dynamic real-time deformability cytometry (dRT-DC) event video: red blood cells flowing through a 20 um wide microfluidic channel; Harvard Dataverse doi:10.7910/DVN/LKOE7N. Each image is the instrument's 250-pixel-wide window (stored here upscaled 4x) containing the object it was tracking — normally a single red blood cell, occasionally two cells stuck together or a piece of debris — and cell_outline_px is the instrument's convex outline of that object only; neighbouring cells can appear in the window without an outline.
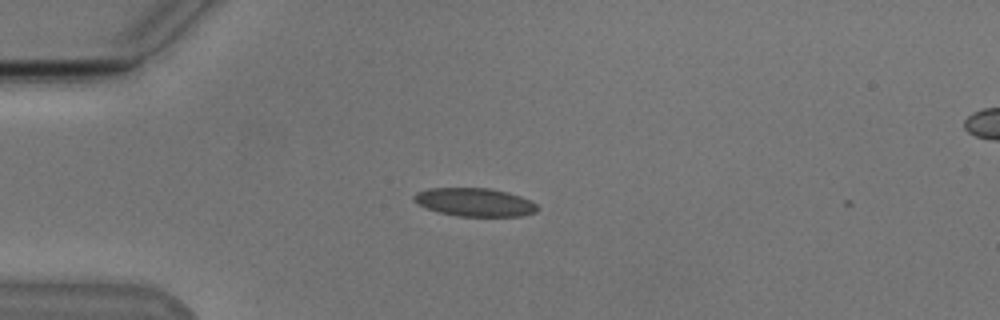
{"species": "Egyptian fruit bat (a non-hibernating species)", "species_latin": "Rousettus aegyptiacus", "temperature_condition": "cold", "stored_images_in_passage": 3, "camera_frame_rate_fps": 3000, "um_per_image_px": 0.085, "animal": {"sex": "male"}, "frame": {"image": 1, "passage_image": 1, "time_ms": 0.0, "image_size_px": [1000, 320], "cell_outline_px": [[540, 208], [536, 212], [524, 216], [456, 216], [436, 212], [412, 200], [412, 196], [416, 192], [428, 188], [488, 188], [508, 192], [520, 196], [536, 204]], "centroid_in_image_um": [40.34, 17.19], "position_along_channel_um": 44.7, "area_um2": 20.46}}